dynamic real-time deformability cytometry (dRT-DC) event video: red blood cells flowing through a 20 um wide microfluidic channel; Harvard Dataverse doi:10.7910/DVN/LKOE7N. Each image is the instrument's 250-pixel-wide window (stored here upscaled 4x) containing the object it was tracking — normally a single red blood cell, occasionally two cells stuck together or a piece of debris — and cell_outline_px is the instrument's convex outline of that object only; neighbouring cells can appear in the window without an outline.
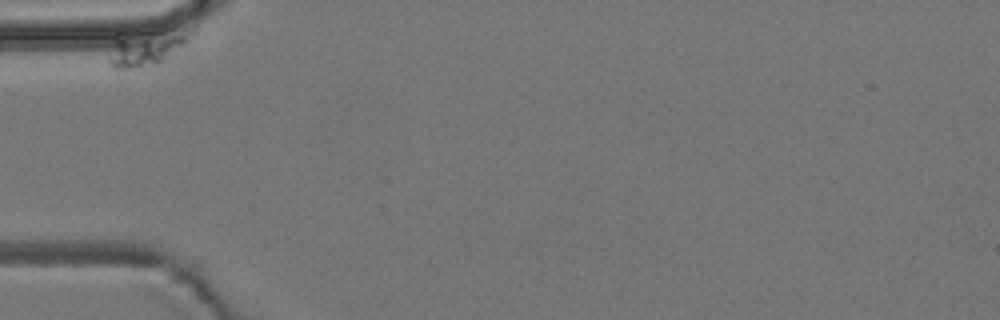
{"species": "common noctule bat (a hibernating species)", "species_latin": "Nyctalus noctula", "temperature_condition": "room temperature", "stored_images_in_passage": 20, "camera_frame_rate_fps": 3000, "um_per_image_px": 0.085, "animal": {"sex": "male", "body_mass_g": 19.2, "forearm_length_mm": 51.8}, "frame": {"image": 1, "passage_image": 1, "time_ms": 0.0, "image_size_px": [1000, 320], "cell_outline_px": [[184, 40], [180, 44], [160, 60], [136, 68], [116, 68], [108, 60], [116, 32], [120, 32], [184, 36]], "centroid_in_image_um": [11.99, 4.15], "position_along_channel_um": 73.0, "area_um2": 14.05}}
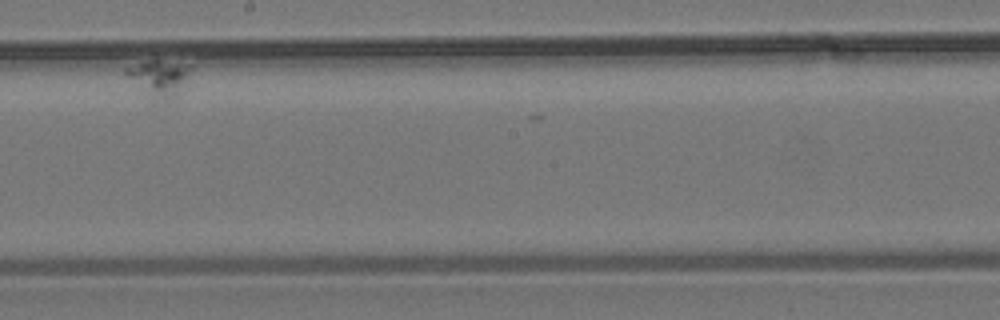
{"frame": {"image": 2, "passage_image": 10, "time_ms": 3.0, "image_size_px": [1000, 320], "cell_outline_px": [[192, 68], [176, 92], [172, 96], [156, 96], [128, 76], [124, 72], [124, 68], [152, 60], [160, 60], [192, 64]], "centroid_in_image_um": [13.56, 6.46], "position_along_channel_um": 234.6, "area_um2": 11.85}}
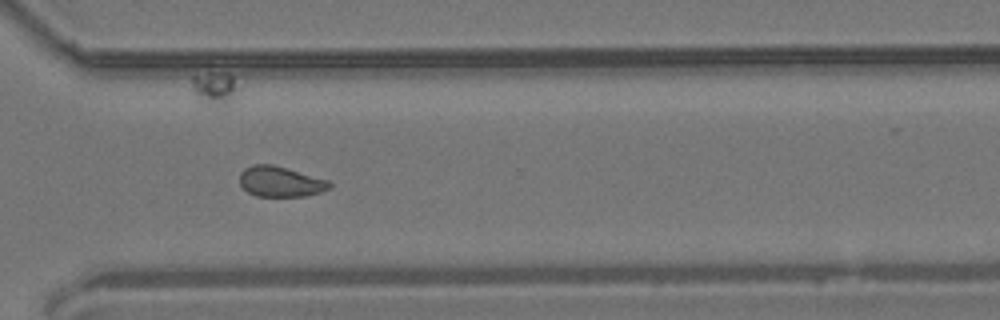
{"frame": {"image": 3, "passage_image": 16, "time_ms": 5.0, "image_size_px": [1000, 320], "cell_outline_px": [[332, 188], [320, 192], [304, 196], [256, 196], [248, 192], [240, 184], [240, 172], [244, 168], [252, 164], [272, 164], [328, 180], [332, 184]], "centroid_in_image_um": [23.83, 15.43], "position_along_channel_um": 346.8, "area_um2": 15.9}}